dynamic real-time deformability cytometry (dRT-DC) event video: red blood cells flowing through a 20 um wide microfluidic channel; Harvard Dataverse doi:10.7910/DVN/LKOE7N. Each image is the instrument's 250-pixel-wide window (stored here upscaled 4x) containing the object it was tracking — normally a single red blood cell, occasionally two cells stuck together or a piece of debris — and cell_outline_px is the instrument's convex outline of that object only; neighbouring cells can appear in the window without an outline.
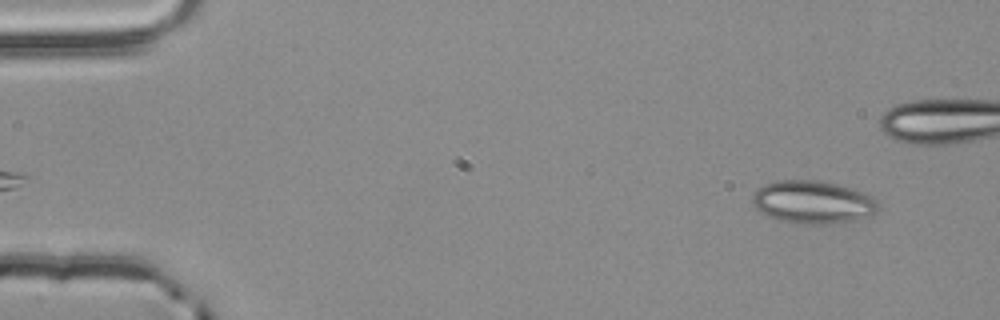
{"species": "common noctule bat (a hibernating species)", "species_latin": "Nyctalus noctula", "temperature_condition": "room temperature", "stored_images_in_passage": 43, "camera_frame_rate_fps": 3000, "um_per_image_px": 0.085, "animal": {"sex": "male", "body_mass_g": 20.4}, "frame": {"image": 1, "passage_image": 3, "time_ms": 0.667, "image_size_px": [1000, 320], "cell_outline_px": [[880, 208], [872, 216], [852, 220], [828, 224], [812, 224], [780, 220], [768, 216], [760, 212], [752, 204], [752, 196], [764, 184], [776, 180], [816, 180], [848, 188], [872, 196], [876, 200]], "centroid_in_image_um": [69.09, 17.19], "position_along_channel_um": 15.9, "area_um2": 31.04}}
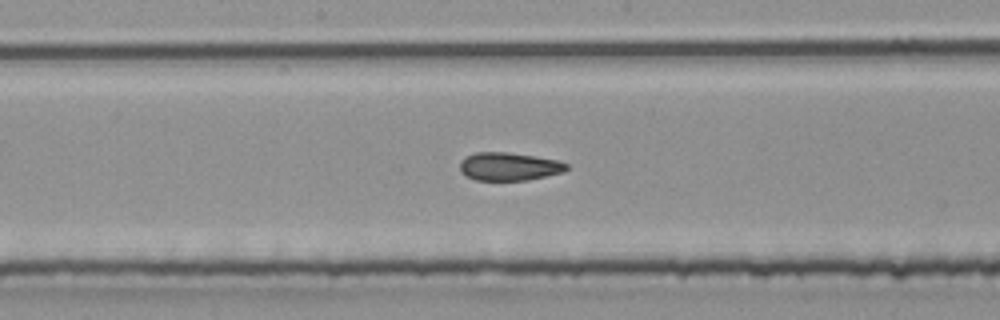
{"frame": {"image": 2, "passage_image": 27, "time_ms": 8.667, "image_size_px": [1000, 320], "cell_outline_px": [[568, 168], [564, 172], [528, 180], [476, 180], [460, 172], [460, 160], [464, 156], [476, 152], [508, 152], [556, 160], [568, 164]], "centroid_in_image_um": [43.24, 14.15], "position_along_channel_um": 205.0, "area_um2": 17.46}}
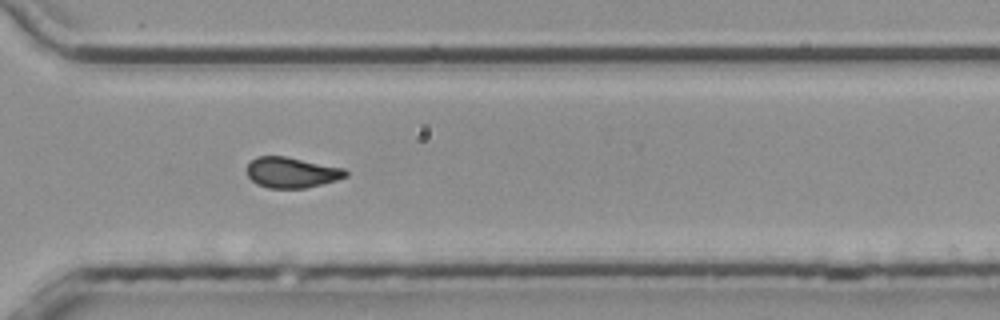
{"frame": {"image": 3, "passage_image": 38, "time_ms": 12.333, "image_size_px": [1000, 320], "cell_outline_px": [[348, 176], [336, 180], [308, 188], [268, 188], [256, 184], [248, 176], [248, 164], [256, 156], [284, 156], [344, 168], [348, 172]], "centroid_in_image_um": [24.8, 14.67], "position_along_channel_um": 345.8, "area_um2": 17.57}}